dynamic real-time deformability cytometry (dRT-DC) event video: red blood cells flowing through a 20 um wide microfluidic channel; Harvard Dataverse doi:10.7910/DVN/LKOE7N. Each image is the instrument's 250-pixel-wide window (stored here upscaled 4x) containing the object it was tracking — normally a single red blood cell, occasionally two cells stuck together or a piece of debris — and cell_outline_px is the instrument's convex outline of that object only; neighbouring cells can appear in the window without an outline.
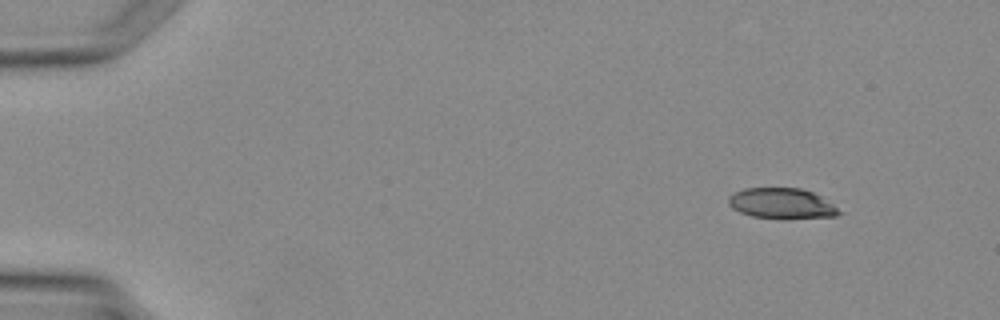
{"species": "Egyptian fruit bat (a non-hibernating species)", "species_latin": "Rousettus aegyptiacus", "temperature_condition": "warm", "stored_images_in_passage": 4, "camera_frame_rate_fps": 3000, "um_per_image_px": 0.085, "animal": {"sex": "female"}, "frame": {"image": 1, "passage_image": 2, "time_ms": 1.0, "image_size_px": [1000, 320], "cell_outline_px": [[844, 212], [836, 216], [752, 216], [740, 212], [732, 208], [728, 204], [728, 196], [744, 188], [800, 188], [812, 192], [820, 196]], "centroid_in_image_um": [66.41, 17.24], "position_along_channel_um": 18.6, "area_um2": 18.79}}
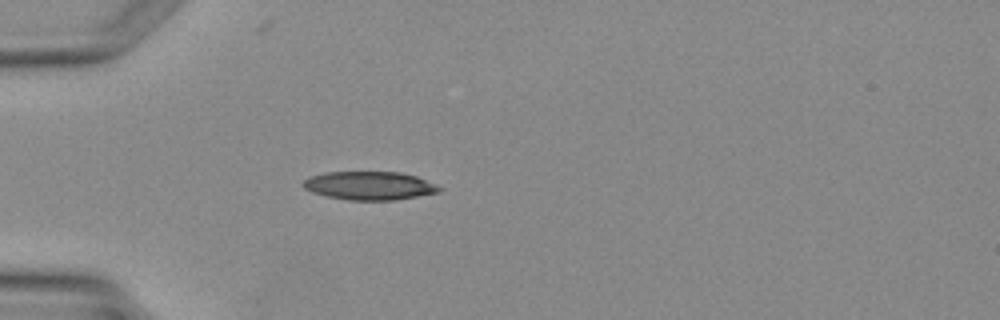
{"frame": {"image": 2, "passage_image": 4, "time_ms": 3.667, "image_size_px": [1000, 320], "cell_outline_px": [[444, 188], [440, 192], [396, 200], [348, 200], [328, 196], [312, 192], [304, 188], [300, 184], [308, 176], [324, 172], [400, 172], [416, 176], [436, 184]], "centroid_in_image_um": [31.4, 15.78], "position_along_channel_um": 53.6, "area_um2": 22.72}}